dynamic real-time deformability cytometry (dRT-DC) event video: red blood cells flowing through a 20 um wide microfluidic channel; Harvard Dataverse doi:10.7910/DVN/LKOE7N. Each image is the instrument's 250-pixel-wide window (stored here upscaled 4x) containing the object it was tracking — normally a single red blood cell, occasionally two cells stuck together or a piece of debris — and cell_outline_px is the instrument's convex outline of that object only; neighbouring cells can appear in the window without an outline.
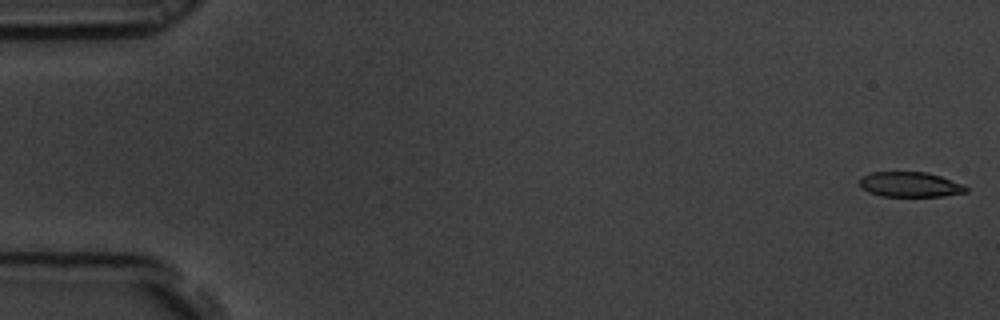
{"species": "common noctule bat (a hibernating species)", "species_latin": "Nyctalus noctula", "temperature_condition": "room temperature", "stored_images_in_passage": 37, "camera_frame_rate_fps": 3000, "um_per_image_px": 0.085, "animal": {"sex": "male", "body_mass_g": 19.5, "forearm_length_mm": 54.6}, "frame": {"image": 1, "passage_image": 1, "time_ms": 0.0, "image_size_px": [1000, 320], "cell_outline_px": [[968, 192], [944, 196], [880, 196], [868, 192], [860, 188], [860, 176], [872, 172], [928, 172], [964, 184], [968, 188]], "centroid_in_image_um": [77.35, 15.68], "position_along_channel_um": 7.7, "area_um2": 15.72}}
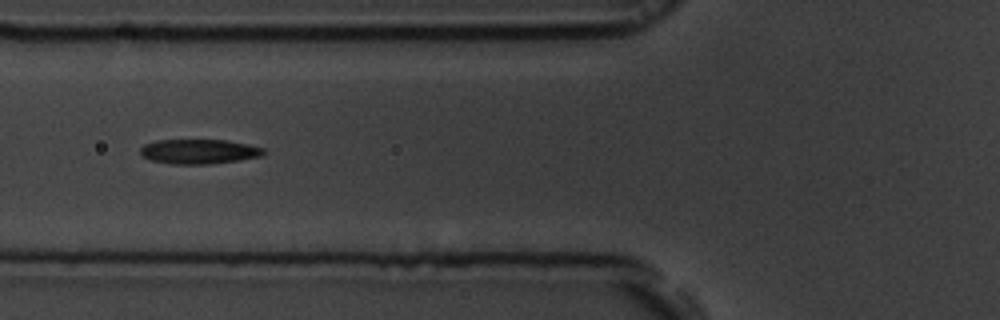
{"frame": {"image": 2, "passage_image": 21, "time_ms": 6.667, "image_size_px": [1000, 320], "cell_outline_px": [[268, 152], [264, 156], [240, 160], [208, 164], [172, 164], [152, 160], [140, 156], [140, 148], [144, 144], [156, 140], [224, 140], [248, 144], [264, 148]], "centroid_in_image_um": [16.94, 12.88], "position_along_channel_um": 108.9, "area_um2": 17.92}}
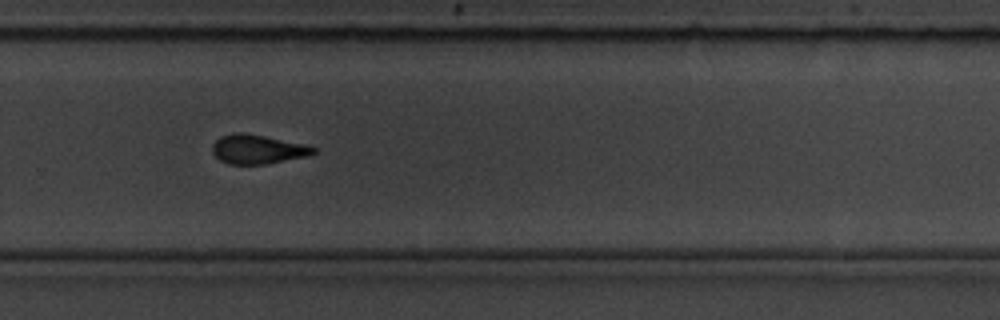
{"frame": {"image": 3, "passage_image": 37, "time_ms": 12.0, "image_size_px": [1000, 320], "cell_outline_px": [[316, 152], [308, 156], [268, 164], [228, 164], [220, 160], [212, 152], [212, 144], [220, 136], [236, 132], [244, 132], [304, 144], [316, 148]], "centroid_in_image_um": [21.88, 12.69], "position_along_channel_um": 307.9, "area_um2": 17.22}}